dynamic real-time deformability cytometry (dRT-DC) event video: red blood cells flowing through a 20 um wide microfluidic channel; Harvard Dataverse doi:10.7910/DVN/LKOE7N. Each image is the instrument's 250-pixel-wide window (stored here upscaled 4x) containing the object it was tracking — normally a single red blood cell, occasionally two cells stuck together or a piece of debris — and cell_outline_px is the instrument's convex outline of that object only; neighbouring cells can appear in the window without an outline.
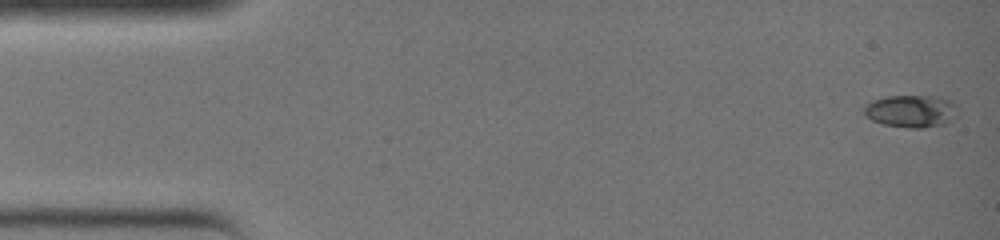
{"species": "common noctule bat (a hibernating species)", "species_latin": "Nyctalus noctula", "temperature_condition": "warm", "stored_images_in_passage": 36, "camera_frame_rate_fps": 3000, "um_per_image_px": 0.085, "animal": {"sex": "female", "body_mass_g": 19.0, "forearm_length_mm": 51.5}, "frame": {"image": 1, "passage_image": 1, "time_ms": 0.0, "image_size_px": [1000, 240], "cell_outline_px": [[956, 116], [952, 120], [944, 124], [924, 128], [908, 128], [884, 124], [872, 120], [864, 112], [864, 104], [872, 100], [888, 96], [940, 96], [952, 100], [956, 104]], "centroid_in_image_um": [77.48, 9.44], "position_along_channel_um": 7.5, "area_um2": 17.86}}
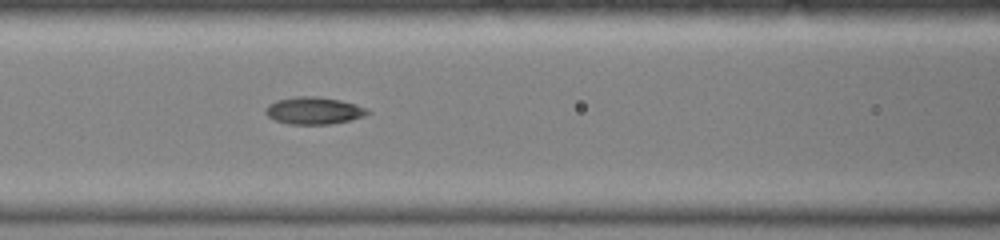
{"frame": {"image": 2, "passage_image": 16, "time_ms": 5.0, "image_size_px": [1000, 240], "cell_outline_px": [[372, 112], [364, 116], [348, 120], [328, 124], [288, 124], [276, 120], [268, 116], [264, 112], [264, 108], [268, 104], [276, 100], [296, 96], [316, 96], [340, 100], [356, 104], [368, 108]], "centroid_in_image_um": [26.67, 9.39], "position_along_channel_um": 139.9, "area_um2": 16.24}}
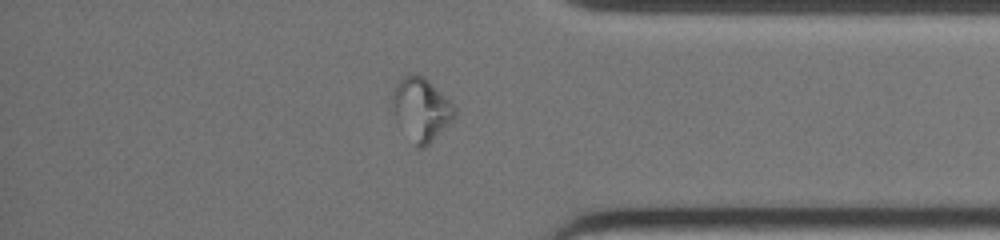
{"frame": {"image": 3, "passage_image": 31, "time_ms": 10.0, "image_size_px": [1000, 240], "cell_outline_px": [[456, 116], [424, 148], [416, 148], [396, 120], [392, 104], [392, 96], [396, 84], [408, 72], [412, 72], [424, 76], [452, 100], [456, 108]], "centroid_in_image_um": [35.82, 9.25], "position_along_channel_um": 399.4, "area_um2": 23.0}}